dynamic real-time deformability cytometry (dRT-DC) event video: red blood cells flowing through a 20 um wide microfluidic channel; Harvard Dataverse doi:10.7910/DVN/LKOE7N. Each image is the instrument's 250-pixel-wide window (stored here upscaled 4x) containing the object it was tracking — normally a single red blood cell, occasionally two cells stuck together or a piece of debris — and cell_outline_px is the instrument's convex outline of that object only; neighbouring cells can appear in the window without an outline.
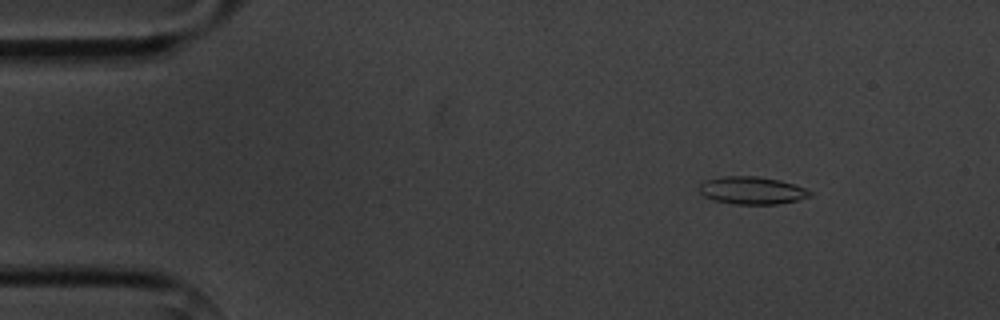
{"species": "common noctule bat (a hibernating species)", "species_latin": "Nyctalus noctula", "temperature_condition": "cold", "stored_images_in_passage": 7, "camera_frame_rate_fps": 3000, "um_per_image_px": 0.085, "animal": {"sex": "male", "body_mass_g": 20.1, "forearm_length_mm": 53.5}, "frame": {"image": 1, "passage_image": 2, "time_ms": 1.333, "image_size_px": [1000, 320], "cell_outline_px": [[812, 196], [796, 200], [776, 204], [736, 204], [712, 200], [704, 196], [700, 192], [700, 184], [708, 180], [724, 176], [756, 176], [780, 180], [804, 188], [812, 192]], "centroid_in_image_um": [63.92, 16.19], "position_along_channel_um": 21.1, "area_um2": 17.57}}
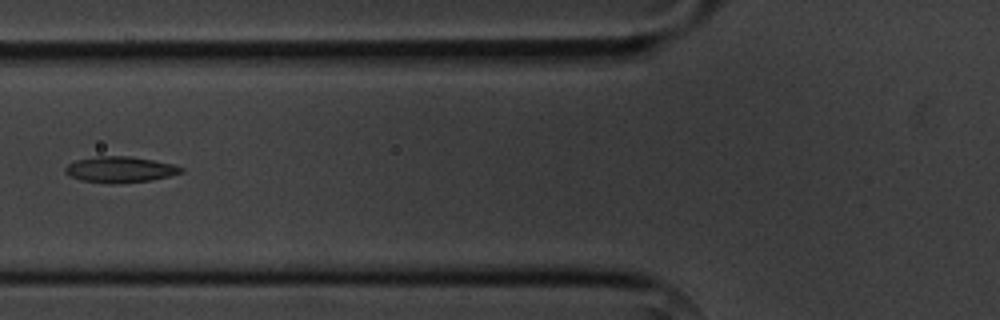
{"frame": {"image": 2, "passage_image": 6, "time_ms": 6.0, "image_size_px": [1000, 320], "cell_outline_px": [[184, 172], [152, 180], [116, 184], [108, 184], [80, 180], [64, 172], [64, 168], [68, 164], [76, 160], [96, 156], [132, 156], [172, 164], [184, 168]], "centroid_in_image_um": [10.19, 14.41], "position_along_channel_um": 115.6, "area_um2": 17.63}}
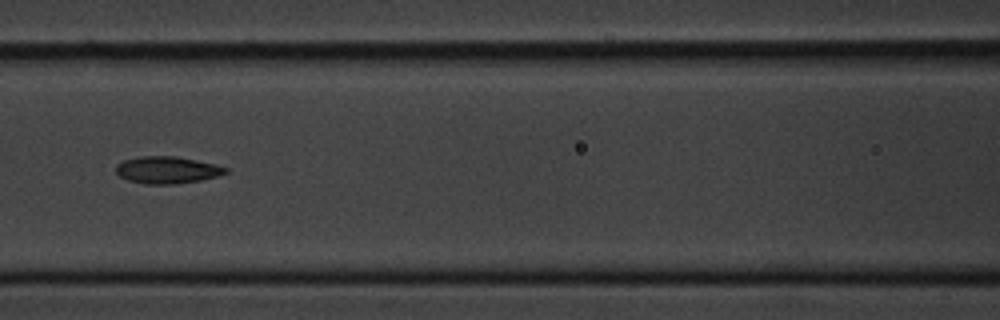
{"frame": {"image": 3, "passage_image": 7, "time_ms": 7.0, "image_size_px": [1000, 320], "cell_outline_px": [[228, 172], [220, 176], [200, 180], [176, 184], [144, 184], [128, 180], [120, 176], [116, 172], [116, 164], [124, 160], [140, 156], [176, 156], [216, 164], [228, 168]], "centroid_in_image_um": [14.23, 14.45], "position_along_channel_um": 152.4, "area_um2": 17.4}}